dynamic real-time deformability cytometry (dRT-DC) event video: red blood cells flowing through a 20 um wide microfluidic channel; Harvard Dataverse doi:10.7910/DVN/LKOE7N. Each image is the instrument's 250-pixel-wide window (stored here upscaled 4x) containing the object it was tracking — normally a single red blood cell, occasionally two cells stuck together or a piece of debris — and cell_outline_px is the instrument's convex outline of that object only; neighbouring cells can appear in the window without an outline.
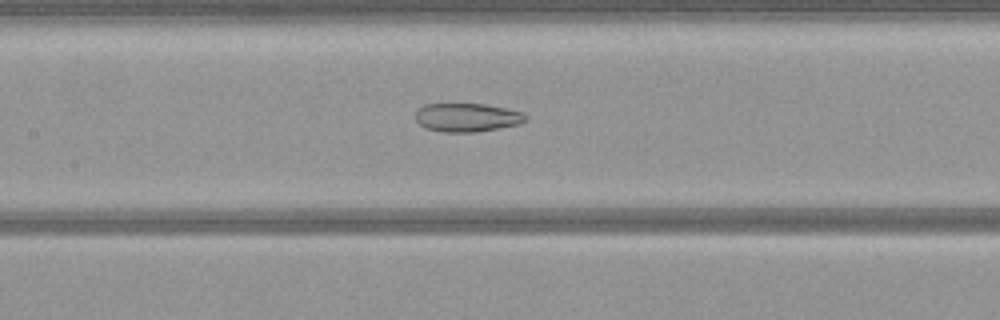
{"species": "common noctule bat (a hibernating species)", "species_latin": "Nyctalus noctula", "temperature_condition": "warm", "stored_images_in_passage": 52, "camera_frame_rate_fps": 3000, "um_per_image_px": 0.085, "animal": {"sex": "female", "body_mass_g": 21.9}, "frame": {"image": 1, "passage_image": 24, "time_ms": 7.667, "image_size_px": [1000, 320], "cell_outline_px": [[528, 116], [520, 124], [476, 132], [444, 132], [424, 128], [416, 120], [416, 108], [424, 104], [484, 104], [504, 108], [520, 112]], "centroid_in_image_um": [39.64, 9.98], "position_along_channel_um": 167.8, "area_um2": 18.26}}
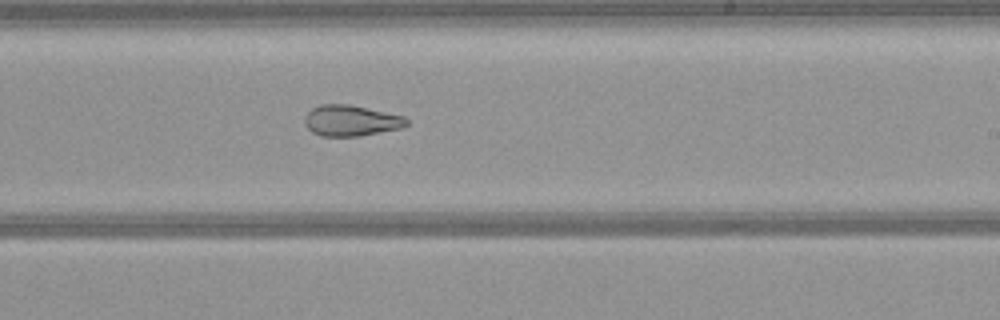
{"frame": {"image": 2, "passage_image": 31, "time_ms": 10.0, "image_size_px": [1000, 320], "cell_outline_px": [[408, 124], [404, 128], [360, 136], [320, 136], [312, 132], [304, 124], [304, 116], [312, 108], [320, 104], [348, 104], [404, 116], [408, 120]], "centroid_in_image_um": [29.83, 10.26], "position_along_channel_um": 259.2, "area_um2": 18.5}}
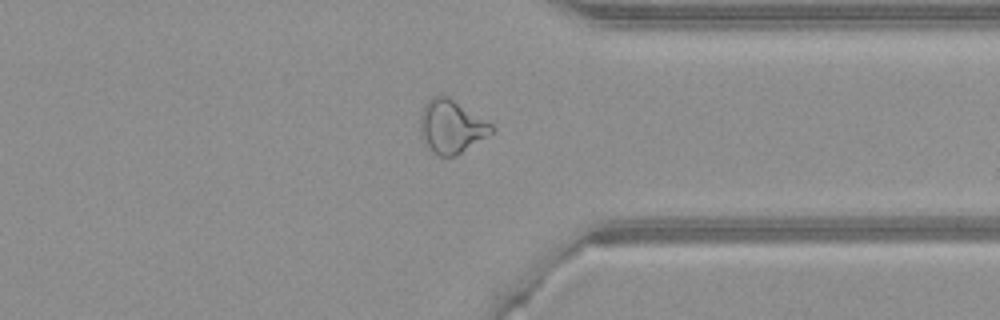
{"frame": {"image": 3, "passage_image": 40, "time_ms": 13.0, "image_size_px": [1000, 320], "cell_outline_px": [[496, 132], [456, 156], [440, 156], [432, 152], [420, 132], [420, 116], [424, 104], [432, 96], [448, 96], [492, 124], [496, 128]], "centroid_in_image_um": [38.4, 10.76], "position_along_channel_um": 373.0, "area_um2": 22.2}}